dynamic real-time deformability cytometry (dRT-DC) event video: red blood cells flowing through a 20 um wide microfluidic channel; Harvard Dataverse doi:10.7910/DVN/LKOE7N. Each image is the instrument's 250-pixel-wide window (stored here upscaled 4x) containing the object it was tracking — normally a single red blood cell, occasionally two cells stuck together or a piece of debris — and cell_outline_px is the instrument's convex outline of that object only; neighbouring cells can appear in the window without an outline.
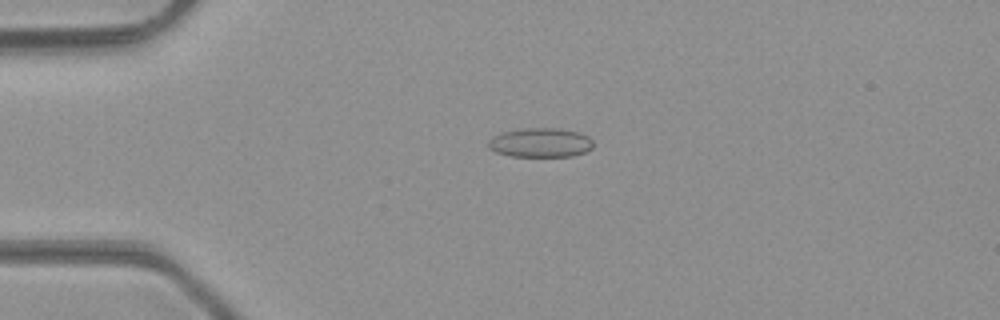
{"species": "common noctule bat (a hibernating species)", "species_latin": "Nyctalus noctula", "temperature_condition": "room temperature", "stored_images_in_passage": 39, "camera_frame_rate_fps": 3000, "um_per_image_px": 0.085, "animal": {"sex": "male", "body_mass_g": 23.1, "forearm_length_mm": 52.7}, "frame": {"image": 1, "passage_image": 12, "time_ms": 3.667, "image_size_px": [1000, 320], "cell_outline_px": [[592, 148], [584, 152], [572, 156], [512, 156], [496, 152], [488, 148], [488, 140], [492, 136], [504, 132], [520, 128], [556, 128], [580, 132], [588, 136], [592, 140]], "centroid_in_image_um": [45.92, 12.11], "position_along_channel_um": 39.1, "area_um2": 17.92}}
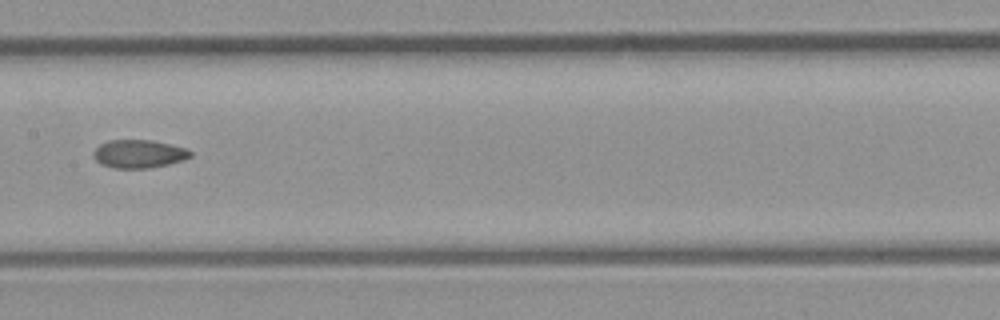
{"frame": {"image": 2, "passage_image": 25, "time_ms": 8.0, "image_size_px": [1000, 320], "cell_outline_px": [[192, 156], [168, 164], [148, 168], [112, 168], [100, 164], [92, 156], [92, 152], [100, 144], [108, 140], [152, 140], [184, 148], [192, 152]], "centroid_in_image_um": [11.73, 13.08], "position_along_channel_um": 195.7, "area_um2": 15.84}}
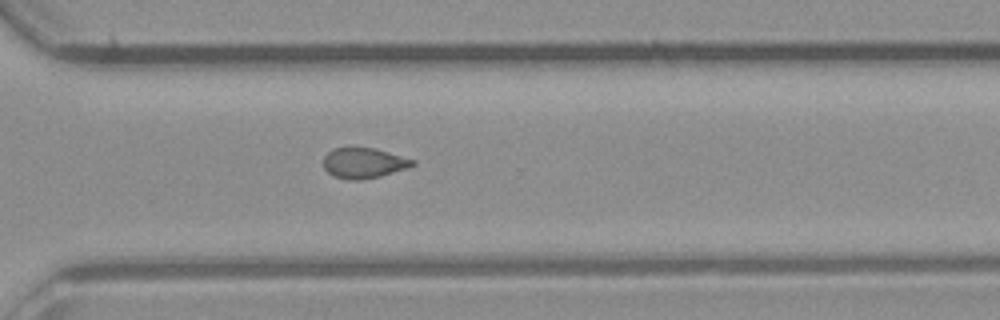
{"frame": {"image": 3, "passage_image": 35, "time_ms": 11.333, "image_size_px": [1000, 320], "cell_outline_px": [[416, 164], [380, 176], [364, 180], [348, 180], [332, 176], [324, 168], [324, 156], [328, 152], [336, 148], [376, 148], [416, 160]], "centroid_in_image_um": [30.91, 13.86], "position_along_channel_um": 339.7, "area_um2": 15.72}, "authors_computed_cell_mechanics": {"area_um2": 16.762, "velocity_mm_per_s": 4.3456, "shape_relaxation_time_tau1_ms": null, "shape_relaxation_time_tau2_ms": 2.7776, "deformation_change_tau1": null, "deformation_change_tau2": 0.0733}}